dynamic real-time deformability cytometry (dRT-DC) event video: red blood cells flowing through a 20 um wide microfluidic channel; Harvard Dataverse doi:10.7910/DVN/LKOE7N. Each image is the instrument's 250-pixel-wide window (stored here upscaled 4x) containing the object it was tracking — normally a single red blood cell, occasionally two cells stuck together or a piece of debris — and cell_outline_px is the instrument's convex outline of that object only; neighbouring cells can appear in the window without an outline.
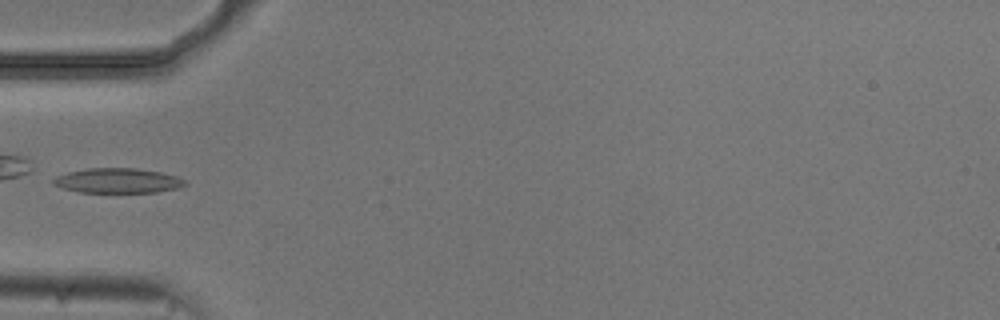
{"species": "common noctule bat (a hibernating species)", "species_latin": "Nyctalus noctula", "temperature_condition": "cold", "stored_images_in_passage": 36, "camera_frame_rate_fps": 3000, "um_per_image_px": 0.085, "animal": {"sex": "male", "body_mass_g": 20.5, "forearm_length_mm": 52.5}, "frame": {"image": 1, "passage_image": 1, "time_ms": 0.0, "image_size_px": [1000, 320], "cell_outline_px": [[188, 184], [176, 188], [156, 192], [80, 192], [60, 188], [52, 184], [52, 180], [56, 176], [68, 172], [88, 168], [136, 168], [160, 172], [176, 176], [184, 180]], "centroid_in_image_um": [9.96, 15.35], "position_along_channel_um": 75.0, "area_um2": 19.02}}